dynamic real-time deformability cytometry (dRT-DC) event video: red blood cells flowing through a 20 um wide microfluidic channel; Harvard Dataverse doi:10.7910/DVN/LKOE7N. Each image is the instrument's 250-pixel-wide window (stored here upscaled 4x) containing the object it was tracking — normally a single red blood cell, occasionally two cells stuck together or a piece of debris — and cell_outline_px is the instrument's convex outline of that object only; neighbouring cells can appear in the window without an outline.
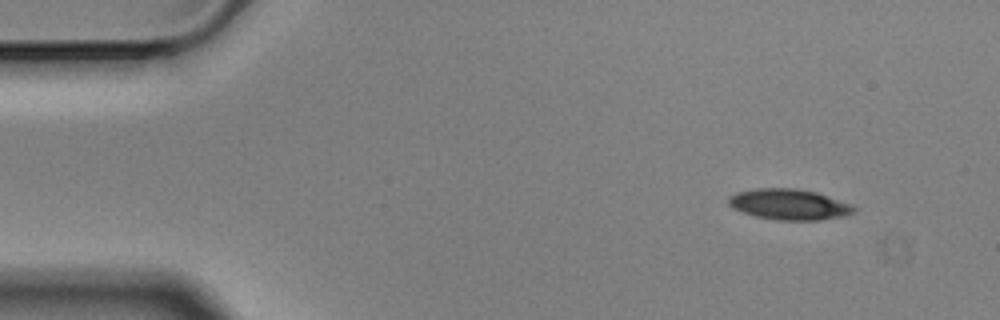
{"species": "Egyptian fruit bat (a non-hibernating species)", "species_latin": "Rousettus aegyptiacus", "temperature_condition": "cold", "stored_images_in_passage": 9, "camera_frame_rate_fps": 3000, "um_per_image_px": 0.085, "animal": {"sex": "male"}, "frame": {"image": 1, "passage_image": 1, "time_ms": 0.0, "image_size_px": [1000, 320], "cell_outline_px": [[856, 208], [852, 212], [844, 216], [820, 220], [776, 220], [756, 216], [732, 208], [728, 204], [728, 196], [736, 192], [756, 188], [796, 188], [816, 192], [852, 204]], "centroid_in_image_um": [67.05, 17.37], "position_along_channel_um": 17.9, "area_um2": 22.48}}
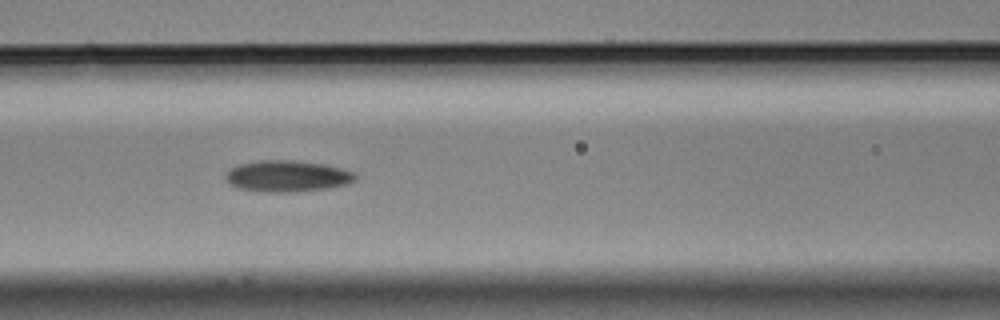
{"frame": {"image": 2, "passage_image": 6, "time_ms": 1.667, "image_size_px": [1000, 320], "cell_outline_px": [[356, 180], [348, 184], [328, 188], [292, 192], [260, 192], [236, 188], [228, 184], [224, 180], [224, 176], [232, 168], [240, 164], [260, 160], [292, 160], [324, 164], [356, 172]], "centroid_in_image_um": [24.4, 14.98], "position_along_channel_um": 142.2, "area_um2": 23.93}}
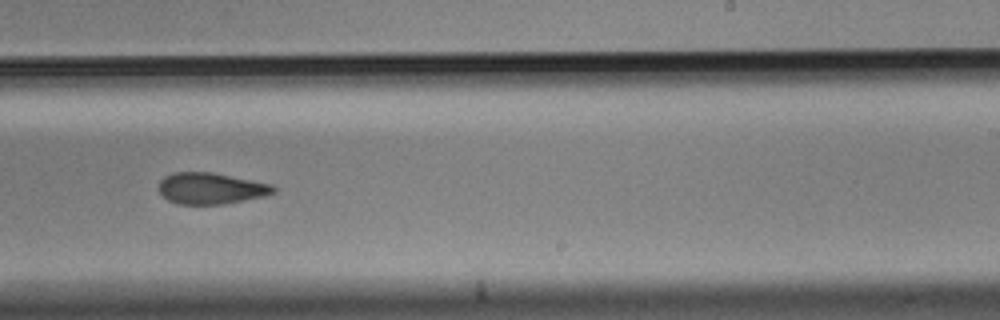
{"frame": {"image": 3, "passage_image": 9, "time_ms": 2.667, "image_size_px": [1000, 320], "cell_outline_px": [[276, 192], [264, 196], [224, 204], [176, 204], [168, 200], [160, 192], [160, 180], [164, 176], [172, 172], [212, 172], [272, 184], [276, 188]], "centroid_in_image_um": [17.93, 16.01], "position_along_channel_um": 271.1, "area_um2": 20.92}}